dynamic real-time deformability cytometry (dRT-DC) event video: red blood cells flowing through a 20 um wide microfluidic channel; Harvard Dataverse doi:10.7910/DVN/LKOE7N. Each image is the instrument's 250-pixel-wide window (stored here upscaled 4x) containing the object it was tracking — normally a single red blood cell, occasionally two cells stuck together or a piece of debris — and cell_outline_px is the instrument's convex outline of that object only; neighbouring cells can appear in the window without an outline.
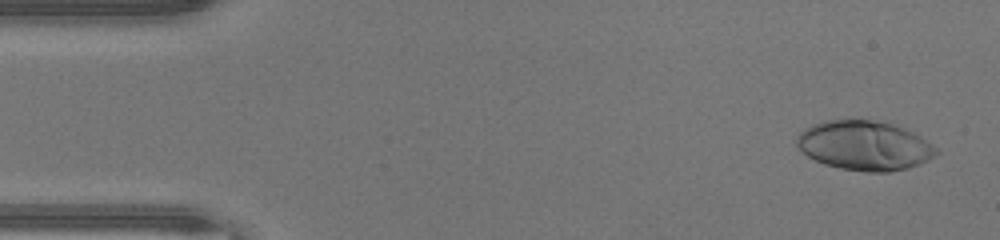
{"species": "human", "species_latin": "Homo sapiens", "temperature_condition": "warm", "stored_images_in_passage": 46, "camera_frame_rate_fps": 3000, "um_per_image_px": 0.085, "donor": {"sex": "male"}, "frame": {"image": 1, "passage_image": 2, "time_ms": 0.333, "image_size_px": [1000, 240], "cell_outline_px": [[940, 152], [936, 156], [928, 160], [908, 168], [888, 172], [868, 172], [840, 168], [824, 164], [808, 156], [796, 148], [796, 136], [800, 132], [812, 124], [824, 120], [876, 120], [892, 124], [912, 132], [932, 144]], "centroid_in_image_um": [73.45, 12.37], "position_along_channel_um": 11.5, "area_um2": 40.23}}
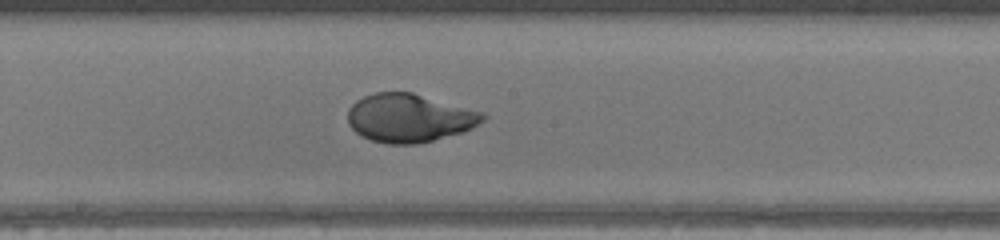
{"frame": {"image": 2, "passage_image": 24, "time_ms": 7.667, "image_size_px": [1000, 240], "cell_outline_px": [[488, 116], [484, 120], [472, 128], [460, 132], [432, 140], [416, 144], [388, 144], [372, 140], [360, 136], [348, 124], [348, 108], [356, 100], [364, 96], [376, 92], [412, 92], [484, 112]], "centroid_in_image_um": [34.78, 10.02], "position_along_channel_um": 213.4, "area_um2": 38.03}}
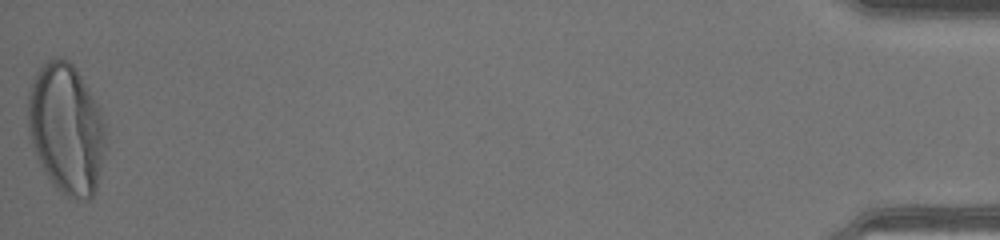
{"frame": {"image": 3, "passage_image": 46, "time_ms": 15.0, "image_size_px": [1000, 240], "cell_outline_px": [[104, 148], [100, 172], [96, 188], [92, 196], [88, 200], [84, 200], [68, 196], [56, 188], [52, 184], [44, 172], [32, 148], [28, 132], [28, 92], [36, 72], [48, 60], [68, 60], [72, 64], [80, 76], [100, 108], [104, 124]], "centroid_in_image_um": [5.61, 10.97], "position_along_channel_um": 429.6, "area_um2": 58.38}, "authors_computed_cell_mechanics": {"area_um2": 38.4081, "velocity_mm_per_s": 4.4143, "shape_relaxation_time_tau1_ms": 3.8537, "shape_relaxation_time_tau2_ms": null, "deformation_change_tau1": 0.2595, "deformation_change_tau2": null}}